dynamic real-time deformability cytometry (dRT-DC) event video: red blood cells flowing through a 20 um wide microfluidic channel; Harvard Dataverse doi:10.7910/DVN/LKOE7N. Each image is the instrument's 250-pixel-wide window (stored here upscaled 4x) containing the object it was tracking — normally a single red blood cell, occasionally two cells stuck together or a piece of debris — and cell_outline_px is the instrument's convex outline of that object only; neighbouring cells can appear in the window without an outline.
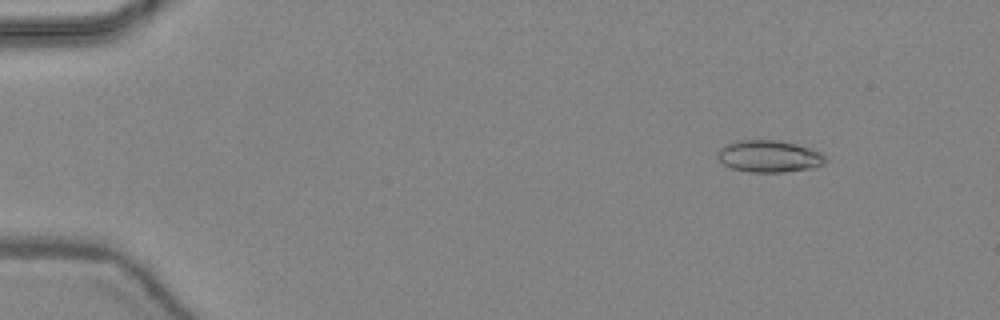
{"species": "common noctule bat (a hibernating species)", "species_latin": "Nyctalus noctula", "temperature_condition": "warm", "stored_images_in_passage": 47, "camera_frame_rate_fps": 3000, "um_per_image_px": 0.085, "animal": {"sex": "female", "body_mass_g": 24.6, "forearm_length_mm": 56.2}, "frame": {"image": 1, "passage_image": 6, "time_ms": 1.667, "image_size_px": [1000, 320], "cell_outline_px": [[828, 160], [824, 164], [812, 168], [784, 172], [752, 172], [732, 168], [724, 164], [720, 160], [716, 152], [724, 144], [736, 140], [776, 140], [796, 144], [820, 152]], "centroid_in_image_um": [65.36, 13.28], "position_along_channel_um": 19.6, "area_um2": 20.06}}
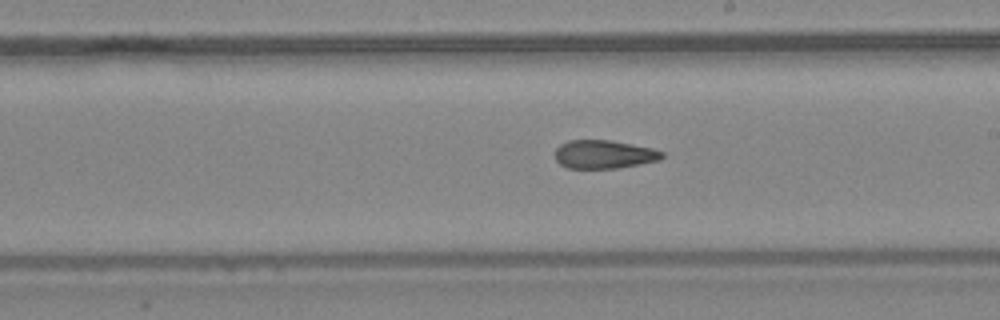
{"frame": {"image": 2, "passage_image": 28, "time_ms": 9.0, "image_size_px": [1000, 320], "cell_outline_px": [[664, 156], [660, 160], [616, 168], [568, 168], [560, 164], [556, 160], [556, 148], [560, 144], [568, 140], [612, 140], [652, 148], [664, 152]], "centroid_in_image_um": [51.34, 13.11], "position_along_channel_um": 237.7, "area_um2": 17.69}}
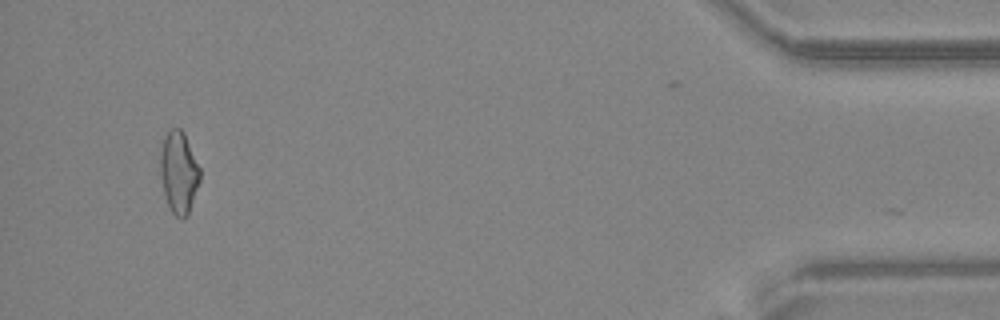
{"frame": {"image": 3, "passage_image": 45, "time_ms": 14.667, "image_size_px": [1000, 320], "cell_outline_px": [[200, 180], [188, 212], [180, 220], [172, 212], [168, 204], [164, 192], [160, 176], [160, 152], [164, 136], [172, 128], [180, 128], [184, 132], [200, 168]], "centroid_in_image_um": [15.19, 14.61], "position_along_channel_um": 420.0, "area_um2": 18.73}, "authors_computed_cell_mechanics": {"area_um2": 18.9006, "velocity_mm_per_s": 4.4706, "shape_relaxation_time_tau1_ms": null, "shape_relaxation_time_tau2_ms": 2.1967, "deformation_change_tau1": null, "deformation_change_tau2": 0.1035}}